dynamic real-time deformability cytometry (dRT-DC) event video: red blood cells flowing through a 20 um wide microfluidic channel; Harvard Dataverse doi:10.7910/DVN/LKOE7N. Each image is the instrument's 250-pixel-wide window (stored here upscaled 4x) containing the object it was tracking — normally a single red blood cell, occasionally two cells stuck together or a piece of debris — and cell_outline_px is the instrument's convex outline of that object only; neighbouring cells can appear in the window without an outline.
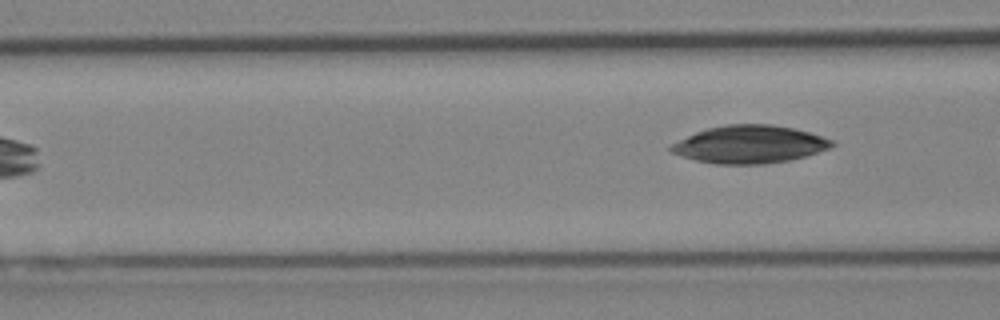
{"species": "Egyptian fruit bat (a non-hibernating species)", "species_latin": "Rousettus aegyptiacus", "temperature_condition": "cold", "stored_images_in_passage": 4, "camera_frame_rate_fps": 3000, "um_per_image_px": 0.085, "animal": {"sex": "female"}, "frame": {"image": 1, "passage_image": 4, "time_ms": 1.0, "image_size_px": [1000, 320], "cell_outline_px": [[836, 144], [828, 148], [804, 156], [788, 160], [764, 164], [716, 164], [696, 160], [672, 152], [668, 148], [672, 144], [696, 132], [708, 128], [728, 124], [772, 124], [792, 128], [808, 132], [832, 140]], "centroid_in_image_um": [63.71, 12.27], "position_along_channel_um": 102.9, "area_um2": 34.85}}